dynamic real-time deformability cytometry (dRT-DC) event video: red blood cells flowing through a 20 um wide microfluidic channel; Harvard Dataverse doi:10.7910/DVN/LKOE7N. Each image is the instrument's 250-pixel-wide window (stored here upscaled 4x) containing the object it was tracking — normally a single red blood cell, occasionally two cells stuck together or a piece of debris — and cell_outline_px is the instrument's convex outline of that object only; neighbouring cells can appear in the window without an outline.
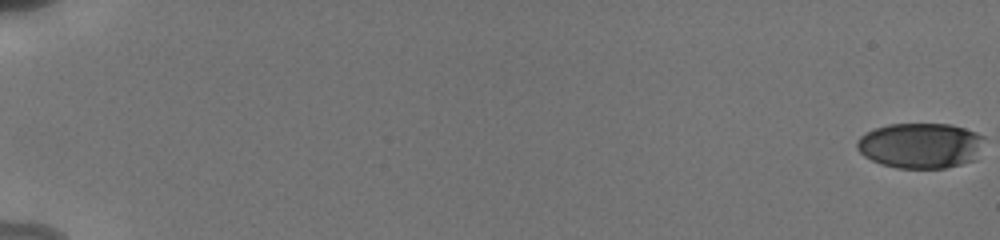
{"species": "human", "species_latin": "Homo sapiens", "temperature_condition": "cold", "stored_images_in_passage": 19, "camera_frame_rate_fps": 3000, "um_per_image_px": 0.085, "donor": {"sex": "male"}, "frame": {"image": 1, "passage_image": 1, "time_ms": 0.0, "image_size_px": [1000, 240], "cell_outline_px": [[984, 136], [976, 160], [944, 168], [896, 168], [880, 164], [864, 156], [856, 148], [856, 140], [860, 136], [876, 128], [888, 124], [948, 124], [964, 128], [976, 132]], "centroid_in_image_um": [78.22, 12.37], "position_along_channel_um": 6.8, "area_um2": 33.7}}
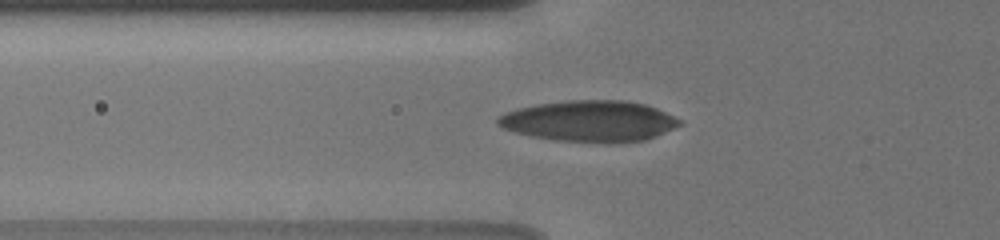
{"frame": {"image": 2, "passage_image": 16, "time_ms": 7.333, "image_size_px": [1000, 240], "cell_outline_px": [[684, 124], [656, 136], [644, 140], [556, 140], [516, 132], [504, 128], [496, 124], [496, 116], [504, 112], [516, 108], [536, 104], [568, 100], [624, 100], [644, 104], [656, 108], [684, 120]], "centroid_in_image_um": [50.1, 10.24], "position_along_channel_um": 75.7, "area_um2": 42.66}}
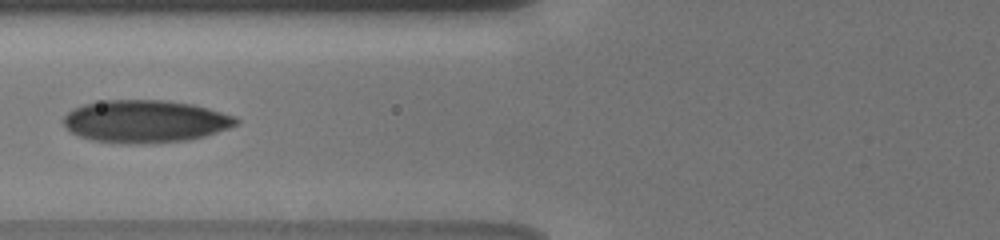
{"frame": {"image": 3, "passage_image": 18, "time_ms": 8.333, "image_size_px": [1000, 240], "cell_outline_px": [[240, 124], [204, 136], [188, 140], [144, 144], [128, 144], [92, 140], [80, 136], [72, 132], [64, 124], [64, 116], [72, 108], [84, 104], [104, 100], [164, 100], [192, 104], [208, 108], [236, 116], [240, 120]], "centroid_in_image_um": [12.37, 10.31], "position_along_channel_um": 113.4, "area_um2": 42.89}}